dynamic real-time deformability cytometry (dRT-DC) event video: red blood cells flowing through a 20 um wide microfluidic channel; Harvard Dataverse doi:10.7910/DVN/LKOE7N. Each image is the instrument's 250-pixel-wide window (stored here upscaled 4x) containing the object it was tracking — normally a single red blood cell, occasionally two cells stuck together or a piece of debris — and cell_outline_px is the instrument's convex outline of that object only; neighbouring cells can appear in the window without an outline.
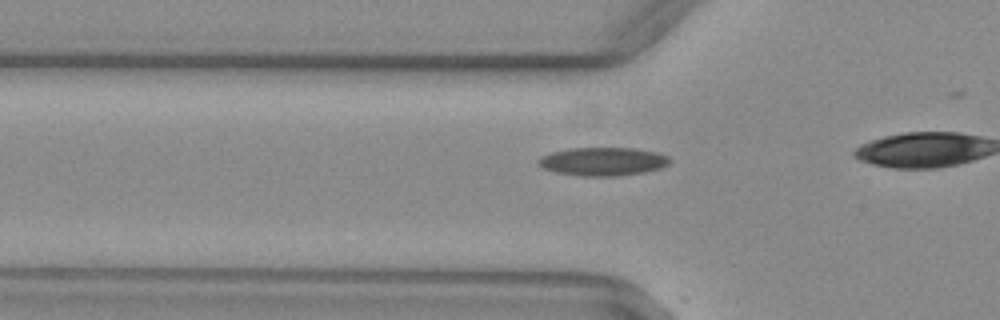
{"species": "common noctule bat (a hibernating species)", "species_latin": "Nyctalus noctula", "temperature_condition": "warm", "stored_images_in_passage": 18, "camera_frame_rate_fps": 3000, "um_per_image_px": 0.085, "animal": {"sex": "female", "body_mass_g": 29.2, "forearm_length_mm": 56.3}, "frame": {"image": 1, "passage_image": 13, "time_ms": 4.0, "image_size_px": [1000, 320], "cell_outline_px": [[672, 160], [668, 164], [660, 168], [644, 172], [616, 176], [584, 176], [556, 172], [544, 168], [536, 160], [540, 156], [552, 152], [568, 148], [636, 148], [656, 152], [668, 156]], "centroid_in_image_um": [51.26, 13.72], "position_along_channel_um": 74.5, "area_um2": 21.68}}
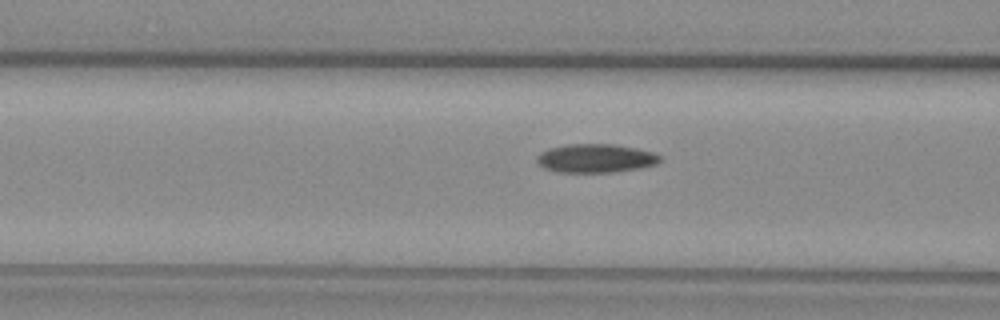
{"frame": {"image": 2, "passage_image": 16, "time_ms": 5.0, "image_size_px": [1000, 320], "cell_outline_px": [[660, 160], [656, 164], [640, 168], [616, 172], [556, 172], [544, 168], [536, 160], [536, 156], [540, 152], [548, 148], [568, 144], [616, 144], [636, 148], [652, 152], [660, 156]], "centroid_in_image_um": [50.6, 13.45], "position_along_channel_um": 116.0, "area_um2": 20.63}}